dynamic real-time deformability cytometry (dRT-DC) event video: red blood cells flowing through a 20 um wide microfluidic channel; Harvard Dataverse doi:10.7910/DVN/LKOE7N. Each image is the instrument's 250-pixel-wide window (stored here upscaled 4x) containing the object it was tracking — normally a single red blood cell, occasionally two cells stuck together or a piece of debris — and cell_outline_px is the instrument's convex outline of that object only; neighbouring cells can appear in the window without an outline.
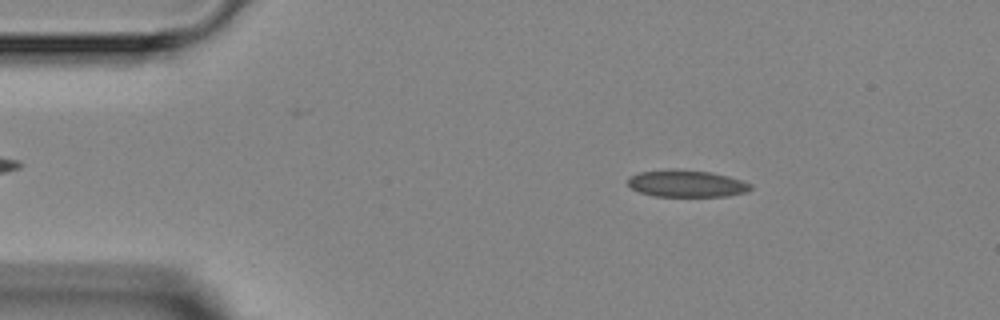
{"species": "Egyptian fruit bat (a non-hibernating species)", "species_latin": "Rousettus aegyptiacus", "temperature_condition": "room temperature", "stored_images_in_passage": 3, "camera_frame_rate_fps": 3000, "um_per_image_px": 0.085, "animal": {"sex": "female"}, "frame": {"image": 1, "passage_image": 2, "time_ms": 1.0, "image_size_px": [1000, 320], "cell_outline_px": [[752, 188], [748, 192], [728, 196], [656, 196], [640, 192], [632, 188], [628, 184], [628, 180], [632, 176], [640, 172], [712, 172], [728, 176], [752, 184]], "centroid_in_image_um": [58.46, 15.66], "position_along_channel_um": 26.5, "area_um2": 18.26}}